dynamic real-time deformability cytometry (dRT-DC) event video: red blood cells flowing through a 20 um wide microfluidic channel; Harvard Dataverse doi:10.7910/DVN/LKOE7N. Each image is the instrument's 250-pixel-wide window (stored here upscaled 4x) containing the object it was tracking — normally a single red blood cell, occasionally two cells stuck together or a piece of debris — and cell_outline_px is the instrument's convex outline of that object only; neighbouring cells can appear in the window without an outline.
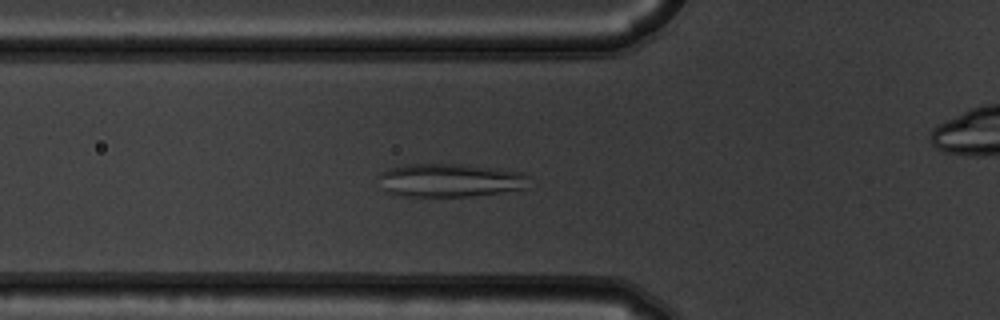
{"species": "common noctule bat (a hibernating species)", "species_latin": "Nyctalus noctula", "temperature_condition": "warm", "stored_images_in_passage": 51, "camera_frame_rate_fps": 3000, "um_per_image_px": 0.085, "animal": {"sex": "male", "body_mass_g": 19.5, "forearm_length_mm": 54.6}, "frame": {"image": 1, "passage_image": 19, "time_ms": 6.0, "image_size_px": [1000, 320], "cell_outline_px": [[528, 188], [500, 192], [468, 196], [400, 196], [388, 192], [380, 188], [376, 176], [380, 172], [388, 168], [408, 164], [460, 164], [496, 168], [520, 172], [528, 176]], "centroid_in_image_um": [38.17, 15.32], "position_along_channel_um": 87.6, "area_um2": 29.48}}
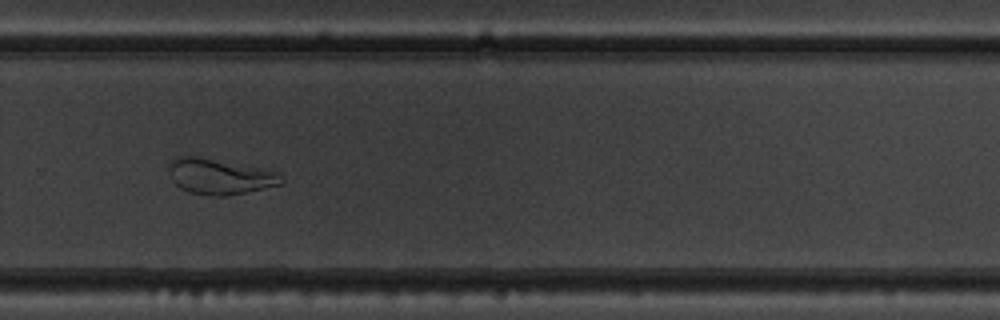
{"frame": {"image": 2, "passage_image": 37, "time_ms": 12.0, "image_size_px": [1000, 320], "cell_outline_px": [[284, 184], [248, 192], [224, 196], [212, 196], [192, 192], [180, 188], [172, 180], [168, 168], [172, 160], [180, 156], [196, 156], [260, 168], [280, 172], [284, 180]], "centroid_in_image_um": [18.72, 15.01], "position_along_channel_um": 311.1, "area_um2": 23.24}}
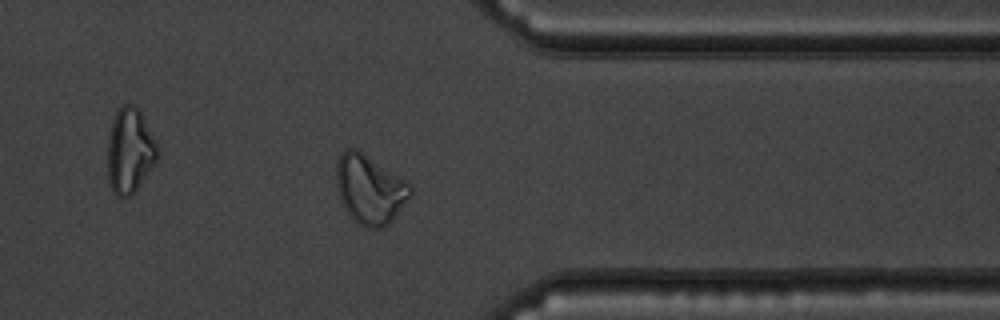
{"frame": {"image": 3, "passage_image": 43, "time_ms": 14.0, "image_size_px": [1000, 320], "cell_outline_px": [[412, 196], [392, 220], [384, 228], [364, 228], [352, 220], [348, 216], [340, 200], [336, 184], [336, 164], [340, 152], [344, 148], [356, 148], [408, 180], [412, 184]], "centroid_in_image_um": [31.44, 16.09], "position_along_channel_um": 380.0, "area_um2": 30.63}}